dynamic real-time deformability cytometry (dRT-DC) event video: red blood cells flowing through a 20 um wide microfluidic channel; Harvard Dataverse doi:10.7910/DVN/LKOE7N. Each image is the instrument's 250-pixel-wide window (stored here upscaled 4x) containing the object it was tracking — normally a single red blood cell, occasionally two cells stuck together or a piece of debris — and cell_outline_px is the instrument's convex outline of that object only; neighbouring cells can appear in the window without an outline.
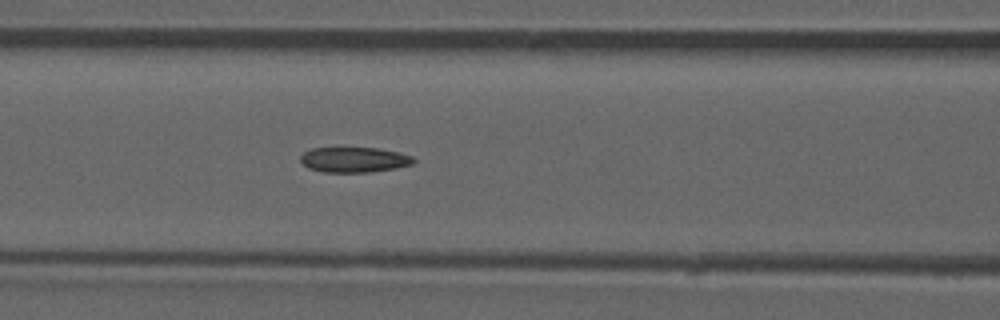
{"species": "common noctule bat (a hibernating species)", "species_latin": "Nyctalus noctula", "temperature_condition": "room temperature", "stored_images_in_passage": 41, "camera_frame_rate_fps": 3000, "um_per_image_px": 0.085, "animal": {"sex": "male", "forearm_length_mm": 52.5}, "frame": {"image": 1, "passage_image": 18, "time_ms": 5.667, "image_size_px": [1000, 320], "cell_outline_px": [[416, 160], [412, 164], [396, 168], [368, 172], [324, 172], [308, 168], [300, 160], [300, 156], [304, 152], [312, 148], [376, 148], [400, 152], [412, 156]], "centroid_in_image_um": [30.11, 13.57], "position_along_channel_um": 136.5, "area_um2": 16.59}, "authors_computed_cell_mechanics": {"area_um2": 17.2244, "velocity_mm_per_s": 3.9502, "shape_relaxation_time_tau1_ms": null, "shape_relaxation_time_tau2_ms": 4.0956, "deformation_change_tau1": null, "deformation_change_tau2": 0.1098}}